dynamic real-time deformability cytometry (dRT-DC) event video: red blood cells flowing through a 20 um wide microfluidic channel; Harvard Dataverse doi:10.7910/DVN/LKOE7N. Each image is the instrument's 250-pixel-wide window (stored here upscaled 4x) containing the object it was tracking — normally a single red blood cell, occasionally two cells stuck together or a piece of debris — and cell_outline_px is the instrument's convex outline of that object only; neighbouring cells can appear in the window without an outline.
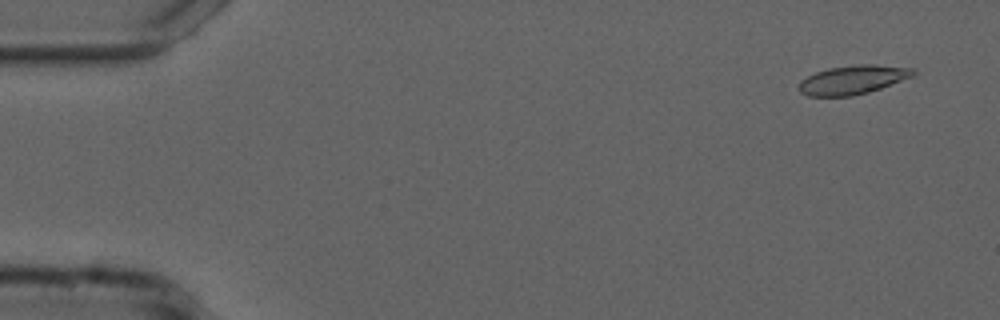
{"species": "common noctule bat (a hibernating species)", "species_latin": "Nyctalus noctula", "temperature_condition": "cold", "stored_images_in_passage": 15, "camera_frame_rate_fps": 3000, "um_per_image_px": 0.085, "animal": {"sex": "male", "forearm_length_mm": 52.5}, "frame": {"image": 1, "passage_image": 3, "time_ms": 0.667, "image_size_px": [1000, 320], "cell_outline_px": [[916, 72], [912, 76], [880, 88], [868, 92], [852, 96], [808, 96], [800, 92], [796, 88], [800, 80], [816, 72], [828, 68], [856, 64], [872, 64], [916, 68]], "centroid_in_image_um": [72.45, 6.77], "position_along_channel_um": 12.6, "area_um2": 19.31}}
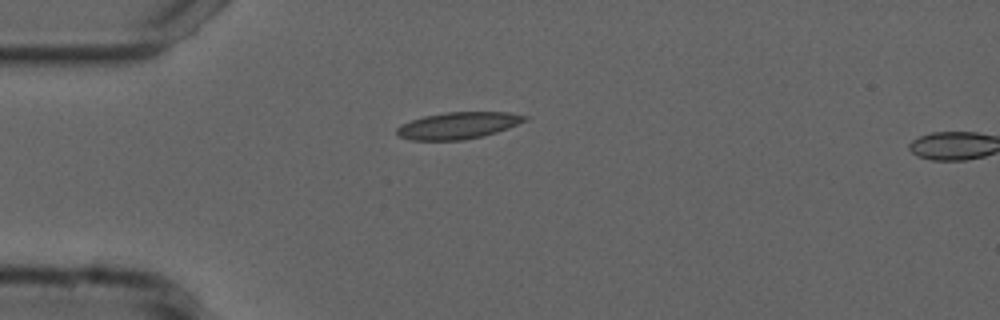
{"frame": {"image": 2, "passage_image": 14, "time_ms": 4.333, "image_size_px": [1000, 320], "cell_outline_px": [[528, 120], [508, 128], [496, 132], [464, 140], [412, 140], [396, 136], [396, 128], [400, 124], [424, 116], [444, 112], [508, 112], [528, 116]], "centroid_in_image_um": [38.91, 10.66], "position_along_channel_um": 46.1, "area_um2": 20.0}}